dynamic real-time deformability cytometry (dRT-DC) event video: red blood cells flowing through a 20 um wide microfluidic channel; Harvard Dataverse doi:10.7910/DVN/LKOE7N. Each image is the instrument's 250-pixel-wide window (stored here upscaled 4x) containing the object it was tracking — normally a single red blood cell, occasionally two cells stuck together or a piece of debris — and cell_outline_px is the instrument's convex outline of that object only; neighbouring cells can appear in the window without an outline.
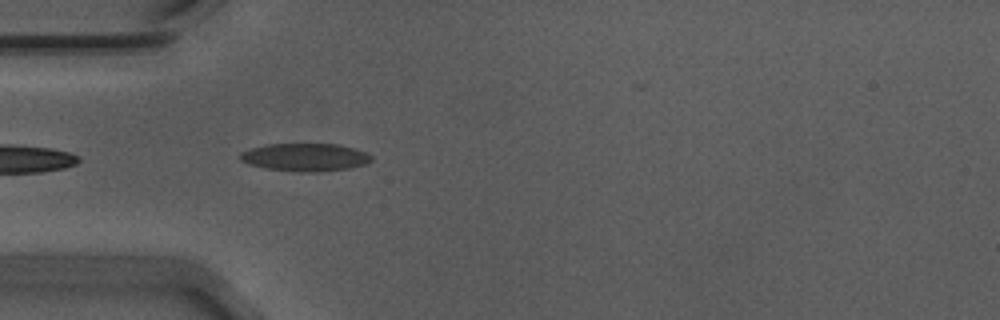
{"species": "Egyptian fruit bat (a non-hibernating species)", "species_latin": "Rousettus aegyptiacus", "temperature_condition": "warm", "stored_images_in_passage": 32, "camera_frame_rate_fps": 3000, "um_per_image_px": 0.085, "animal": {"sex": "male"}, "frame": {"image": 1, "passage_image": 2, "time_ms": 0.333, "image_size_px": [1000, 320], "cell_outline_px": [[372, 160], [364, 164], [348, 168], [320, 172], [300, 172], [264, 168], [248, 164], [240, 160], [236, 156], [240, 152], [252, 148], [268, 144], [340, 144], [364, 152], [372, 156]], "centroid_in_image_um": [25.88, 13.37], "position_along_channel_um": 59.1, "area_um2": 21.33}}
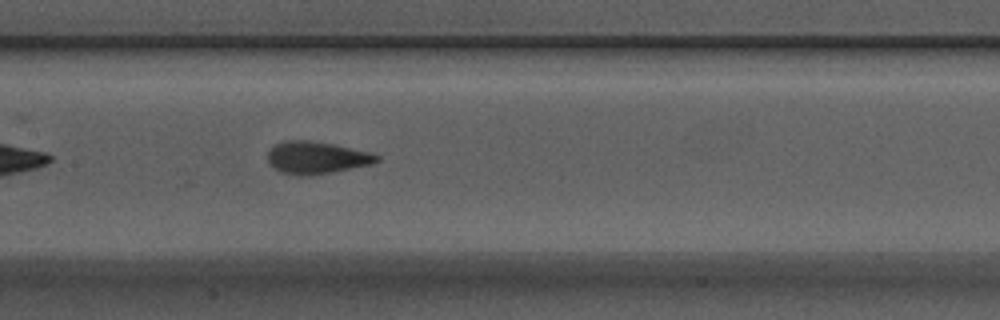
{"frame": {"image": 2, "passage_image": 12, "time_ms": 3.667, "image_size_px": [1000, 320], "cell_outline_px": [[380, 160], [372, 164], [312, 176], [300, 176], [280, 172], [268, 164], [268, 152], [276, 144], [288, 140], [304, 140], [332, 144], [368, 152], [380, 156]], "centroid_in_image_um": [26.88, 13.42], "position_along_channel_um": 180.5, "area_um2": 20.4}}
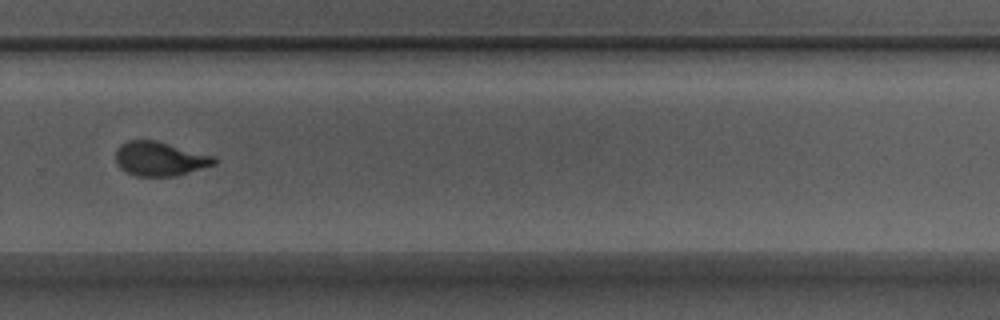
{"frame": {"image": 3, "passage_image": 23, "time_ms": 7.333, "image_size_px": [1000, 320], "cell_outline_px": [[216, 164], [176, 176], [136, 176], [120, 168], [116, 160], [116, 148], [120, 144], [128, 140], [156, 140], [212, 156], [216, 160]], "centroid_in_image_um": [13.55, 13.49], "position_along_channel_um": 316.3, "area_um2": 19.42}, "authors_computed_cell_mechanics": {"area_um2": 20.0566, "velocity_mm_per_s": 3.7183, "shape_relaxation_time_tau1_ms": 4.5688, "shape_relaxation_time_tau2_ms": 0.8703, "deformation_change_tau1": 0.1707, "deformation_change_tau2": 0.0634}}